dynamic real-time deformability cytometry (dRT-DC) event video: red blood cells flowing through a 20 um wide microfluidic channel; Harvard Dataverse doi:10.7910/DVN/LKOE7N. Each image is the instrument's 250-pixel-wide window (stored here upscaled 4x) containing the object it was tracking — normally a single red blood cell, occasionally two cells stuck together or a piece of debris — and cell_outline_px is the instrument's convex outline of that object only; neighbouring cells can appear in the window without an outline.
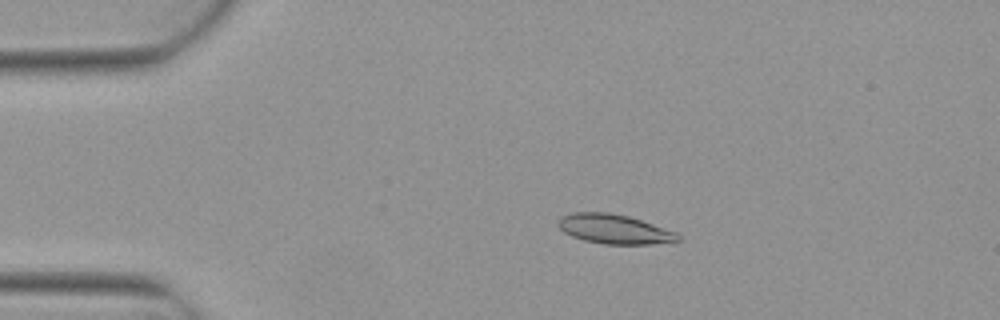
{"species": "Egyptian fruit bat (a non-hibernating species)", "species_latin": "Rousettus aegyptiacus", "temperature_condition": "warm", "stored_images_in_passage": 5, "camera_frame_rate_fps": 3000, "um_per_image_px": 0.085, "animal": {"sex": "female"}, "frame": {"image": 1, "passage_image": 3, "time_ms": 0.667, "image_size_px": [1000, 320], "cell_outline_px": [[680, 240], [652, 244], [604, 244], [584, 240], [572, 236], [564, 232], [556, 224], [556, 220], [560, 216], [572, 212], [608, 212], [628, 216], [676, 232], [680, 236]], "centroid_in_image_um": [52.15, 19.46], "position_along_channel_um": 32.9, "area_um2": 20.52}}
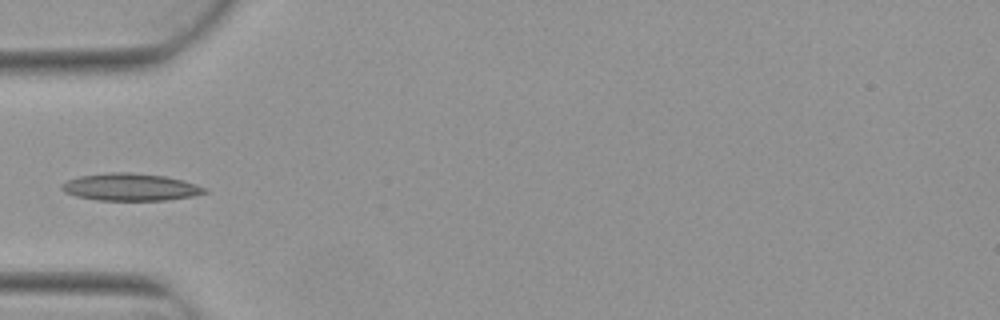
{"frame": {"image": 2, "passage_image": 5, "time_ms": 1.333, "image_size_px": [1000, 320], "cell_outline_px": [[208, 192], [192, 196], [168, 200], [96, 200], [76, 196], [64, 192], [60, 188], [60, 184], [68, 180], [80, 176], [108, 172], [132, 172], [164, 176], [184, 180], [208, 188]], "centroid_in_image_um": [11.09, 15.9], "position_along_channel_um": 73.9, "area_um2": 22.89}}